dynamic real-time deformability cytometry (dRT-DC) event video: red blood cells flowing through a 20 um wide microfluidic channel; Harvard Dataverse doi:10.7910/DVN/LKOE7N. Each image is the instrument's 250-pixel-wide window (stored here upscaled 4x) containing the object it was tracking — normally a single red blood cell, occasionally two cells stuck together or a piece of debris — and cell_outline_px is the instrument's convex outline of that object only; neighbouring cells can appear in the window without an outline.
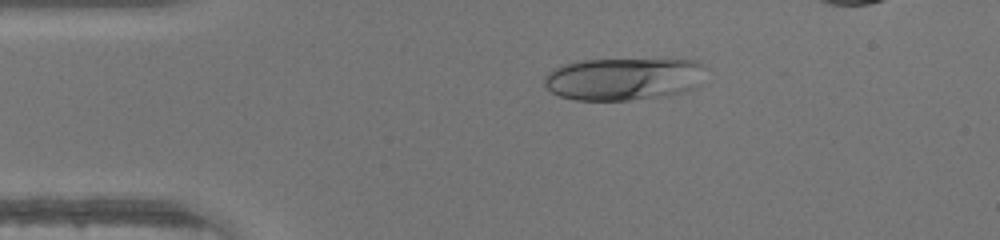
{"species": "human", "species_latin": "Homo sapiens", "temperature_condition": "warm", "stored_images_in_passage": 43, "camera_frame_rate_fps": 3000, "um_per_image_px": 0.085, "donor": {"sex": "male"}, "frame": {"image": 1, "passage_image": 9, "time_ms": 2.667, "image_size_px": [1000, 240], "cell_outline_px": [[708, 68], [696, 88], [688, 92], [668, 96], [628, 100], [576, 100], [560, 96], [552, 92], [544, 84], [544, 76], [548, 72], [564, 64], [584, 60], [696, 60], [704, 64]], "centroid_in_image_um": [53.08, 6.72], "position_along_channel_um": 31.9, "area_um2": 40.29}}
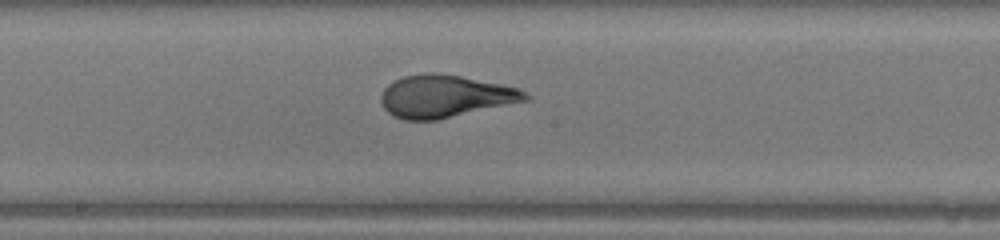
{"frame": {"image": 2, "passage_image": 24, "time_ms": 7.667, "image_size_px": [1000, 240], "cell_outline_px": [[532, 100], [436, 120], [404, 120], [392, 116], [384, 108], [380, 100], [380, 96], [384, 88], [388, 84], [404, 76], [428, 72], [432, 72], [460, 76], [504, 84], [520, 88], [532, 96]], "centroid_in_image_um": [37.88, 8.19], "position_along_channel_um": 210.3, "area_um2": 36.13}}
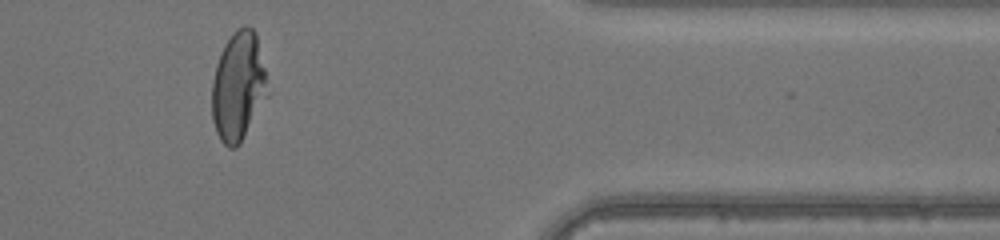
{"frame": {"image": 3, "passage_image": 38, "time_ms": 12.333, "image_size_px": [1000, 240], "cell_outline_px": [[268, 96], [240, 144], [236, 148], [228, 148], [220, 140], [216, 132], [212, 120], [212, 80], [216, 64], [224, 44], [232, 32], [236, 28], [244, 24], [252, 28], [256, 32], [264, 68]], "centroid_in_image_um": [20.23, 7.35], "position_along_channel_um": 391.2, "area_um2": 35.55}}